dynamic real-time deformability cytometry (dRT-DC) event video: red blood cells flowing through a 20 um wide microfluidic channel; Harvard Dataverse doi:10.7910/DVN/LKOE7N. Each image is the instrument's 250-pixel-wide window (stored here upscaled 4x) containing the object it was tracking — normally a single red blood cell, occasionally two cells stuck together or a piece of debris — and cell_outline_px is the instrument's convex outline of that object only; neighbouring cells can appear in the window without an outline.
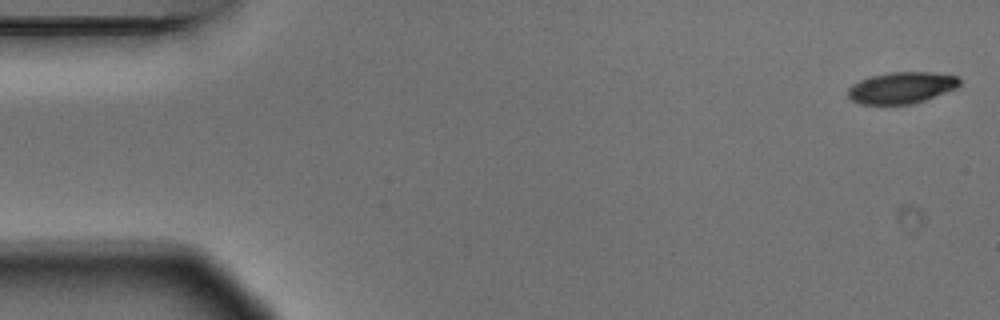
{"species": "Egyptian fruit bat (a non-hibernating species)", "species_latin": "Rousettus aegyptiacus", "temperature_condition": "warm", "stored_images_in_passage": 6, "camera_frame_rate_fps": 3000, "um_per_image_px": 0.085, "animal": {"sex": "male"}, "frame": {"image": 1, "passage_image": 1, "time_ms": 0.0, "image_size_px": [1000, 320], "cell_outline_px": [[960, 84], [956, 88], [916, 104], [860, 104], [852, 100], [848, 96], [848, 88], [852, 84], [868, 76], [888, 72], [932, 72], [956, 76], [960, 80]], "centroid_in_image_um": [76.61, 7.45], "position_along_channel_um": 8.4, "area_um2": 20.63}}
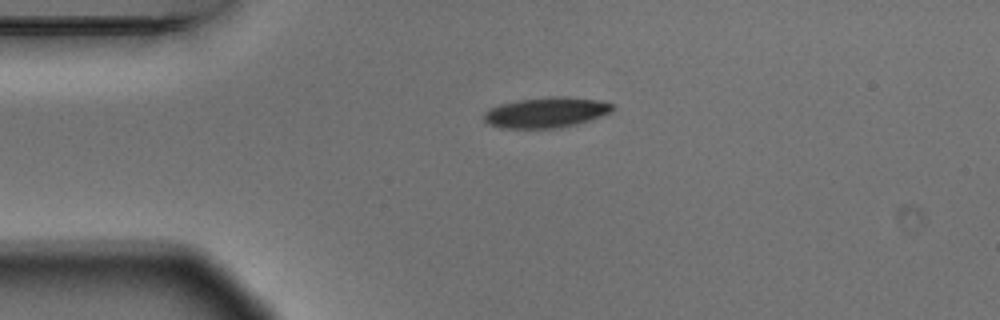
{"frame": {"image": 2, "passage_image": 4, "time_ms": 1.0, "image_size_px": [1000, 320], "cell_outline_px": [[616, 108], [612, 112], [576, 124], [560, 128], [500, 128], [488, 124], [484, 120], [484, 112], [500, 104], [516, 100], [556, 96], [564, 96], [596, 100], [612, 104]], "centroid_in_image_um": [46.41, 9.56], "position_along_channel_um": 38.6, "area_um2": 22.72}}
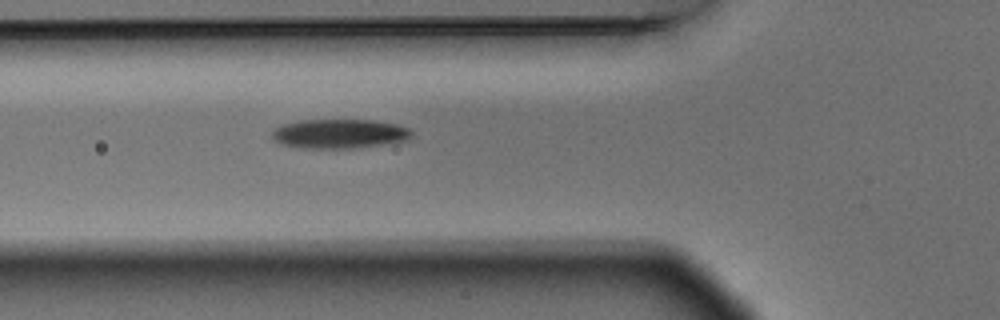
{"frame": {"image": 3, "passage_image": 6, "time_ms": 1.667, "image_size_px": [1000, 320], "cell_outline_px": [[412, 136], [408, 140], [352, 148], [308, 148], [284, 144], [276, 140], [272, 136], [272, 128], [284, 124], [300, 120], [376, 120], [396, 124], [408, 128], [412, 132]], "centroid_in_image_um": [28.87, 11.35], "position_along_channel_um": 96.9, "area_um2": 23.58}}